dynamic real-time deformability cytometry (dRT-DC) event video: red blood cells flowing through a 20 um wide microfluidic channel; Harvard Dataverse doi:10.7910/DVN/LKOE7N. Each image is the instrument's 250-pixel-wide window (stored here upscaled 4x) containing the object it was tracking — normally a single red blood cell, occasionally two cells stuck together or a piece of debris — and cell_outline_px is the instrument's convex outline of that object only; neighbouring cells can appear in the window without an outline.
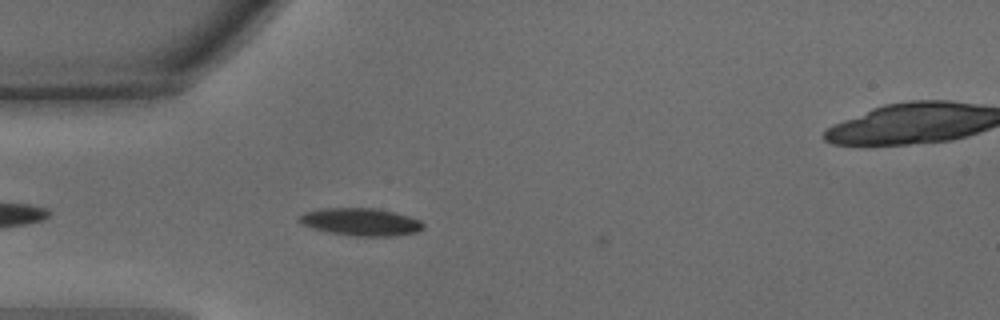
{"species": "common noctule bat (a hibernating species)", "species_latin": "Nyctalus noctula", "temperature_condition": "warm", "stored_images_in_passage": 5, "camera_frame_rate_fps": 3000, "um_per_image_px": 0.085, "animal": {"sex": "male", "body_mass_g": 15.6}, "frame": {"image": 1, "passage_image": 2, "time_ms": 0.333, "image_size_px": [1000, 320], "cell_outline_px": [[424, 228], [416, 232], [392, 236], [352, 236], [328, 232], [312, 228], [296, 220], [304, 212], [320, 208], [376, 208], [408, 216], [420, 220], [424, 224]], "centroid_in_image_um": [30.65, 18.86], "position_along_channel_um": 54.4, "area_um2": 19.88}}